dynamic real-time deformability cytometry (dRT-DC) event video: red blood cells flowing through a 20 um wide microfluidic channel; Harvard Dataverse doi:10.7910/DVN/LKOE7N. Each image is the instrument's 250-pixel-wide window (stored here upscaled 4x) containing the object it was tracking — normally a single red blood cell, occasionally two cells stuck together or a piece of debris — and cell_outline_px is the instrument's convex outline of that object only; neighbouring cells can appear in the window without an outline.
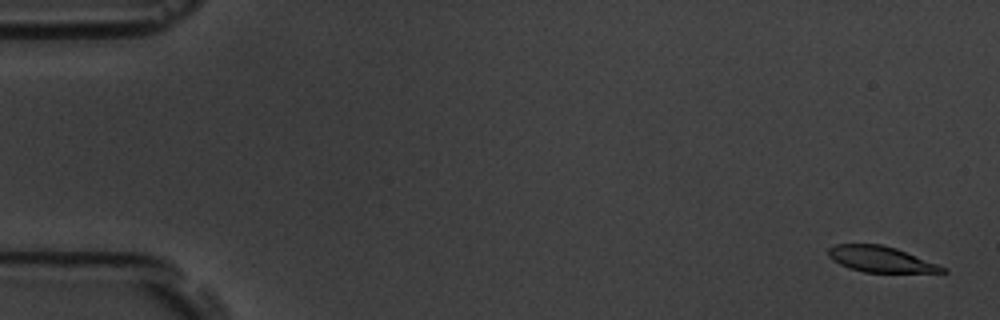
{"species": "common noctule bat (a hibernating species)", "species_latin": "Nyctalus noctula", "temperature_condition": "room temperature", "stored_images_in_passage": 17, "camera_frame_rate_fps": 3000, "um_per_image_px": 0.085, "animal": {"sex": "male", "body_mass_g": 19.5, "forearm_length_mm": 54.6}, "frame": {"image": 1, "passage_image": 1, "time_ms": 0.0, "image_size_px": [1000, 320], "cell_outline_px": [[948, 272], [864, 272], [848, 268], [832, 260], [828, 256], [828, 248], [836, 244], [880, 244], [896, 248], [948, 268]], "centroid_in_image_um": [74.84, 22.03], "position_along_channel_um": 10.2, "area_um2": 17.11}}
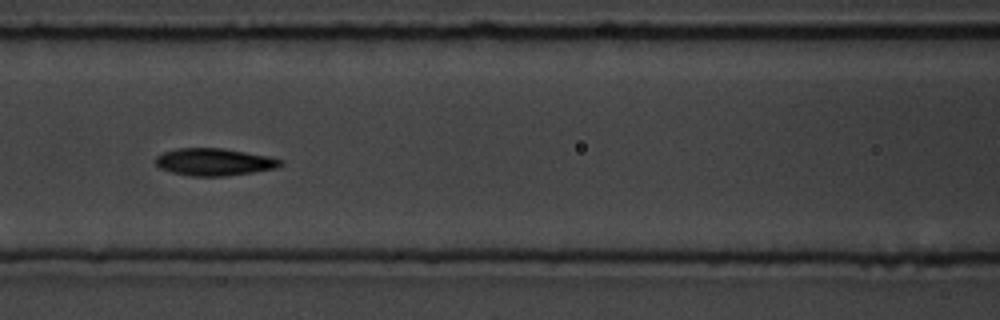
{"frame": {"image": 2, "passage_image": 8, "time_ms": 7.667, "image_size_px": [1000, 320], "cell_outline_px": [[284, 164], [276, 168], [252, 172], [224, 176], [192, 176], [172, 172], [160, 168], [156, 164], [156, 156], [164, 152], [176, 148], [224, 148], [268, 156], [284, 160]], "centroid_in_image_um": [18.23, 13.76], "position_along_channel_um": 148.4, "area_um2": 19.83}}
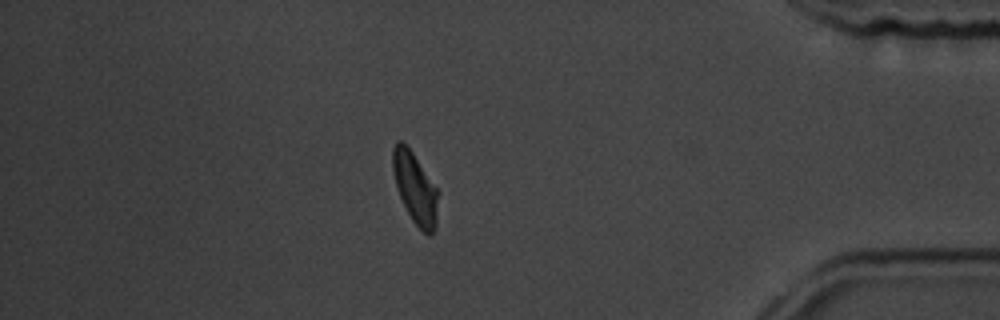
{"frame": {"image": 3, "passage_image": 15, "time_ms": 15.667, "image_size_px": [1000, 320], "cell_outline_px": [[440, 192], [436, 224], [432, 232], [428, 236], [412, 220], [400, 196], [396, 184], [392, 168], [392, 148], [396, 140], [400, 140], [412, 152]], "centroid_in_image_um": [35.3, 15.97], "position_along_channel_um": 399.9, "area_um2": 18.67}, "authors_computed_cell_mechanics": {"area_um2": 18.9584, "velocity_mm_per_s": 3.6205, "shape_relaxation_time_tau1_ms": 2.6487, "shape_relaxation_time_tau2_ms": 2.4114, "deformation_change_tau1": 0.0936, "deformation_change_tau2": 0.0598}}